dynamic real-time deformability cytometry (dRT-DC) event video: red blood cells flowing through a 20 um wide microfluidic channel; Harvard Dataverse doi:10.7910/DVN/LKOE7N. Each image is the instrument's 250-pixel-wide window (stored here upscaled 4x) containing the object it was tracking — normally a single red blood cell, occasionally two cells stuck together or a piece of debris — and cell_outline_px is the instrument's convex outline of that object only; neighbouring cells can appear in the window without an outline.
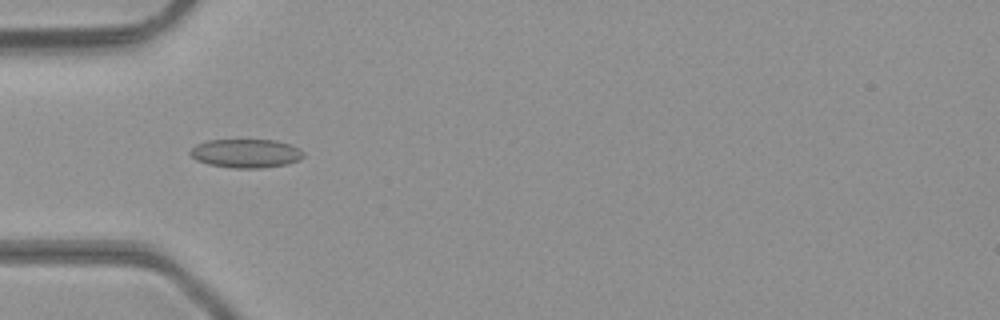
{"species": "common noctule bat (a hibernating species)", "species_latin": "Nyctalus noctula", "temperature_condition": "room temperature", "stored_images_in_passage": 33, "camera_frame_rate_fps": 3000, "um_per_image_px": 0.085, "animal": {"sex": "male", "body_mass_g": 23.1, "forearm_length_mm": 52.7}, "frame": {"image": 1, "passage_image": 1, "time_ms": 0.0, "image_size_px": [1000, 320], "cell_outline_px": [[304, 156], [300, 160], [288, 164], [260, 168], [232, 168], [208, 164], [196, 160], [188, 152], [196, 144], [208, 140], [276, 140], [292, 144], [300, 148], [304, 152]], "centroid_in_image_um": [20.94, 13.03], "position_along_channel_um": 64.1, "area_um2": 19.19}}
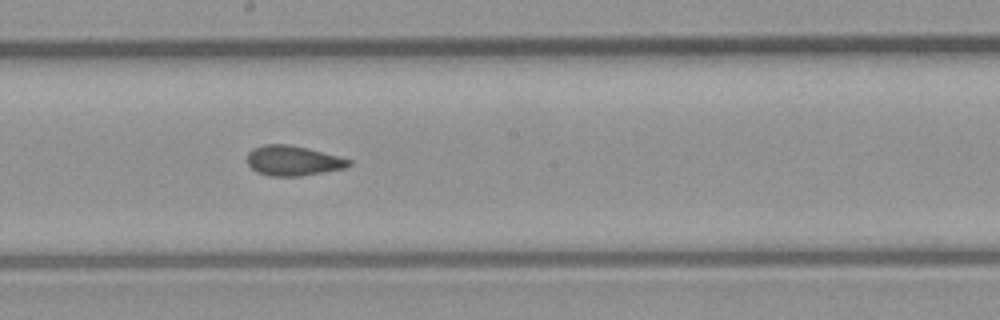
{"frame": {"image": 2, "passage_image": 12, "time_ms": 3.667, "image_size_px": [1000, 320], "cell_outline_px": [[352, 164], [344, 168], [300, 176], [268, 176], [256, 172], [248, 164], [248, 152], [252, 148], [264, 144], [288, 144], [308, 148], [352, 160]], "centroid_in_image_um": [24.88, 13.65], "position_along_channel_um": 223.3, "area_um2": 17.74}}
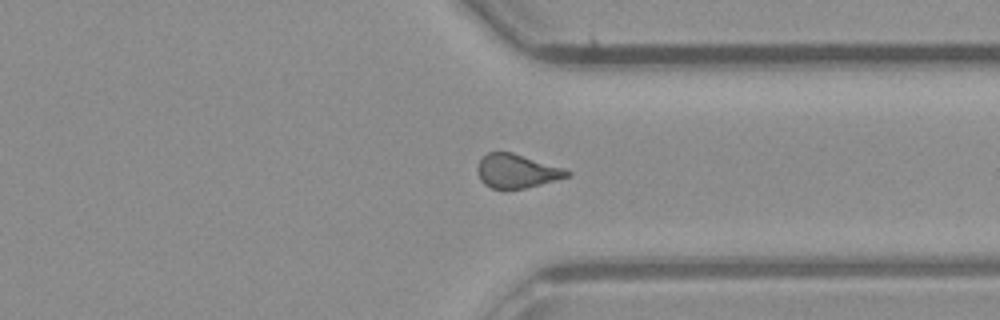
{"frame": {"image": 3, "passage_image": 22, "time_ms": 7.0, "image_size_px": [1000, 320], "cell_outline_px": [[572, 172], [568, 176], [540, 184], [524, 188], [504, 192], [492, 188], [484, 184], [480, 180], [476, 168], [480, 160], [488, 152], [512, 152], [564, 168]], "centroid_in_image_um": [43.88, 14.57], "position_along_channel_um": 367.5, "area_um2": 17.86}, "authors_computed_cell_mechanics": {"area_um2": 17.7446, "velocity_mm_per_s": 4.3446, "shape_relaxation_time_tau1_ms": null, "shape_relaxation_time_tau2_ms": 1.4159, "deformation_change_tau1": null, "deformation_change_tau2": 0.0724}}